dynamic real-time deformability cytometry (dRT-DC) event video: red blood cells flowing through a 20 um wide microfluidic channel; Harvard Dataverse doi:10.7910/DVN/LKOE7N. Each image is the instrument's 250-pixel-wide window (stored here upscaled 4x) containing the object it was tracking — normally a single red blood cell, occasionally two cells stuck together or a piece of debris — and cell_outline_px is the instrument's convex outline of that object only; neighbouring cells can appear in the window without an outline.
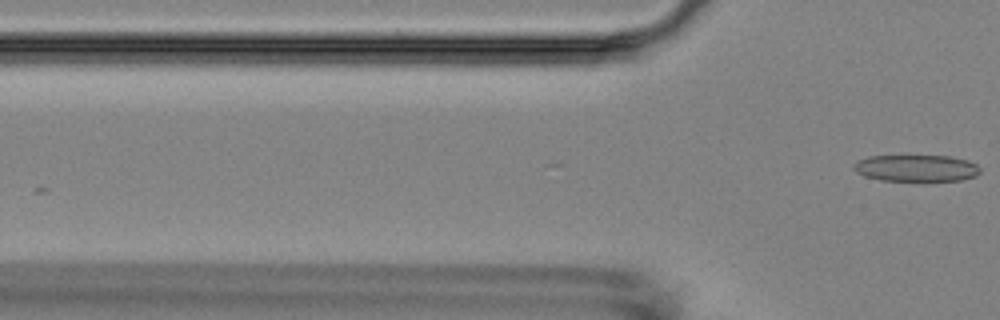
{"species": "Egyptian fruit bat (a non-hibernating species)", "species_latin": "Rousettus aegyptiacus", "temperature_condition": "room temperature", "stored_images_in_passage": 3, "camera_frame_rate_fps": 3000, "um_per_image_px": 0.085, "animal": {"sex": "female"}, "frame": {"image": 1, "passage_image": 3, "time_ms": 3.333, "image_size_px": [1000, 320], "cell_outline_px": [[980, 172], [976, 176], [960, 180], [880, 180], [864, 176], [856, 172], [852, 168], [852, 164], [856, 160], [868, 156], [948, 156], [968, 160], [976, 164], [980, 168]], "centroid_in_image_um": [77.84, 14.28], "position_along_channel_um": 48.0, "area_um2": 19.65}}